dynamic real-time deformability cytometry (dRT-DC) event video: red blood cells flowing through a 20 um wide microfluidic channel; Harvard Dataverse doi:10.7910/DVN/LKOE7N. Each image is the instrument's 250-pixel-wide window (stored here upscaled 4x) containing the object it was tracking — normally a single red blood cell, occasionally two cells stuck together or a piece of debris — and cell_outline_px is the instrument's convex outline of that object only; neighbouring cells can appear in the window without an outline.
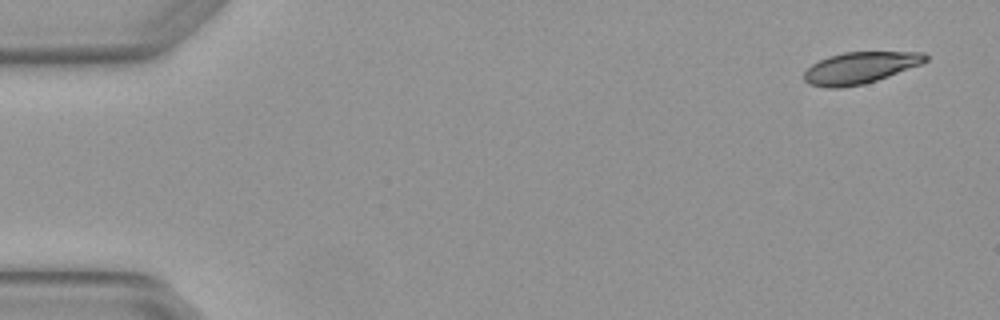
{"species": "Egyptian fruit bat (a non-hibernating species)", "species_latin": "Rousettus aegyptiacus", "temperature_condition": "warm", "stored_images_in_passage": 6, "camera_frame_rate_fps": 3000, "um_per_image_px": 0.085, "animal": {"sex": "female"}, "frame": {"image": 1, "passage_image": 1, "time_ms": 0.0, "image_size_px": [1000, 320], "cell_outline_px": [[928, 60], [920, 64], [888, 76], [864, 84], [840, 88], [828, 88], [808, 84], [804, 80], [804, 72], [812, 64], [828, 56], [844, 52], [924, 52], [928, 56]], "centroid_in_image_um": [73.08, 5.76], "position_along_channel_um": 11.9, "area_um2": 22.25}}
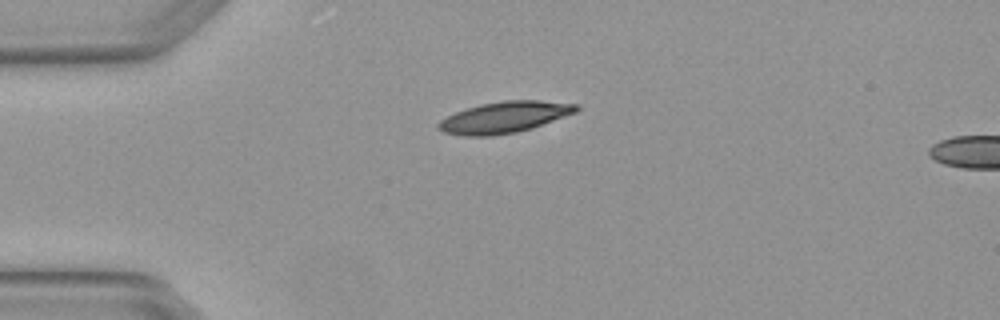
{"frame": {"image": 2, "passage_image": 4, "time_ms": 1.0, "image_size_px": [1000, 320], "cell_outline_px": [[580, 108], [576, 112], [532, 128], [516, 132], [492, 136], [464, 136], [444, 132], [436, 128], [436, 124], [440, 120], [456, 112], [480, 104], [504, 100], [540, 100], [580, 104]], "centroid_in_image_um": [42.88, 9.96], "position_along_channel_um": 42.1, "area_um2": 25.14}}
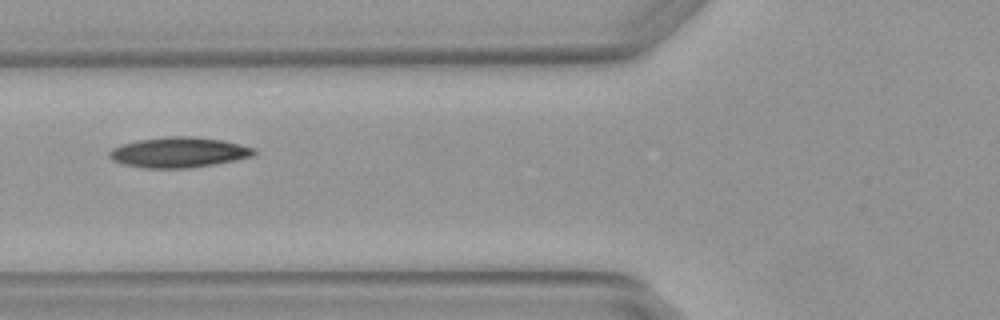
{"frame": {"image": 3, "passage_image": 6, "time_ms": 1.667, "image_size_px": [1000, 320], "cell_outline_px": [[256, 152], [252, 156], [216, 164], [188, 168], [144, 168], [124, 164], [112, 160], [108, 156], [108, 152], [112, 148], [124, 144], [140, 140], [168, 136], [192, 136], [220, 140], [240, 144], [256, 148]], "centroid_in_image_um": [15.2, 12.95], "position_along_channel_um": 110.6, "area_um2": 25.43}}